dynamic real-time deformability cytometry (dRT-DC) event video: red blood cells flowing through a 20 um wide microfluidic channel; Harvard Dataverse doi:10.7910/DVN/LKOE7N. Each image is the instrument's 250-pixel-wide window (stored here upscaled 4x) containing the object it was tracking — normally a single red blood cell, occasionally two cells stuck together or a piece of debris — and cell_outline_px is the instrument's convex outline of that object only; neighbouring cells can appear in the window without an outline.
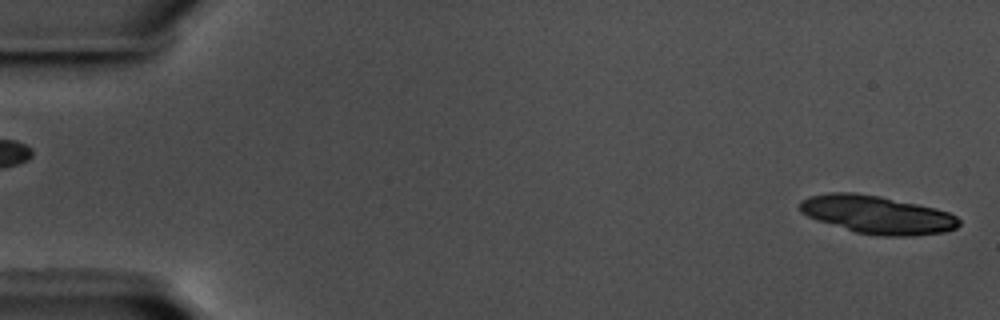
{"species": "common noctule bat (a hibernating species)", "species_latin": "Nyctalus noctula", "temperature_condition": "warm", "stored_images_in_passage": 50, "camera_frame_rate_fps": 3000, "um_per_image_px": 0.085, "animal": {"sex": "male", "body_mass_g": 17.5, "forearm_length_mm": 52.3}, "frame": {"image": 1, "passage_image": 1, "time_ms": 0.0, "image_size_px": [1000, 320], "cell_outline_px": [[960, 224], [956, 228], [944, 232], [912, 236], [880, 236], [856, 232], [816, 220], [800, 212], [800, 200], [808, 196], [828, 192], [856, 192], [880, 196], [936, 208], [948, 212], [956, 216], [960, 220]], "centroid_in_image_um": [74.54, 18.24], "position_along_channel_um": 10.5, "area_um2": 35.43}}
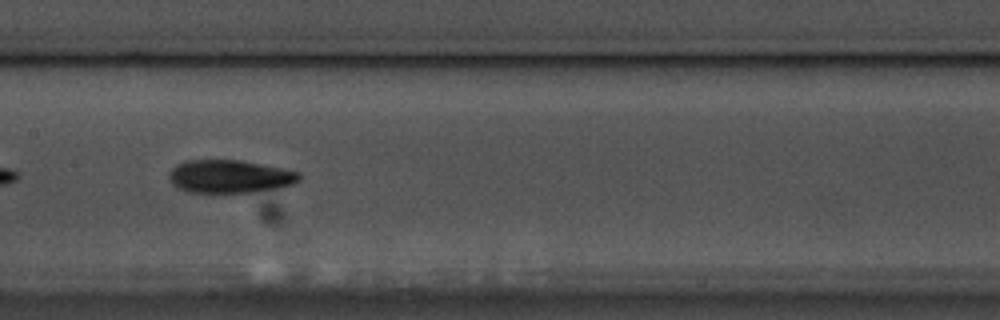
{"frame": {"image": 2, "passage_image": 29, "time_ms": 9.333, "image_size_px": [1000, 320], "cell_outline_px": [[300, 180], [292, 184], [280, 188], [248, 192], [188, 192], [176, 188], [172, 184], [168, 176], [172, 168], [176, 164], [184, 160], [240, 160], [300, 172]], "centroid_in_image_um": [19.49, 15.0], "position_along_channel_um": 187.9, "area_um2": 25.03}}
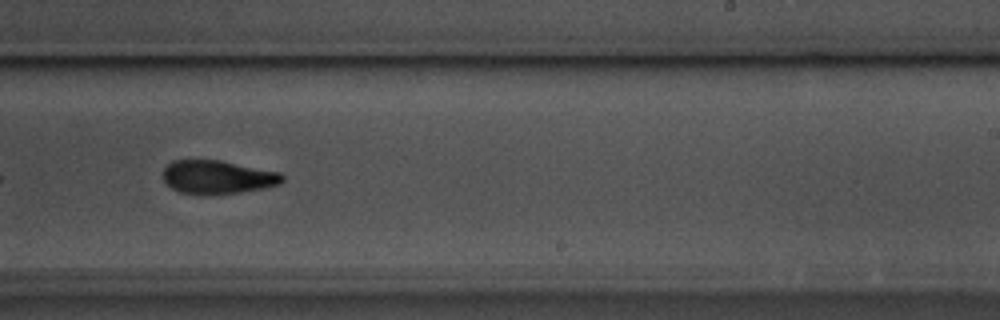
{"frame": {"image": 3, "passage_image": 36, "time_ms": 11.667, "image_size_px": [1000, 320], "cell_outline_px": [[284, 180], [280, 184], [264, 188], [240, 192], [204, 196], [180, 192], [172, 188], [164, 180], [164, 168], [172, 160], [220, 160], [280, 172], [284, 176]], "centroid_in_image_um": [18.51, 15.06], "position_along_channel_um": 270.5, "area_um2": 23.47}, "authors_computed_cell_mechanics": {"area_um2": 25.1141, "velocity_mm_per_s": 3.5508, "shape_relaxation_time_tau1_ms": 4.0778, "shape_relaxation_time_tau2_ms": 4.9235, "deformation_change_tau1": 0.1711, "deformation_change_tau2": 0.1148}}